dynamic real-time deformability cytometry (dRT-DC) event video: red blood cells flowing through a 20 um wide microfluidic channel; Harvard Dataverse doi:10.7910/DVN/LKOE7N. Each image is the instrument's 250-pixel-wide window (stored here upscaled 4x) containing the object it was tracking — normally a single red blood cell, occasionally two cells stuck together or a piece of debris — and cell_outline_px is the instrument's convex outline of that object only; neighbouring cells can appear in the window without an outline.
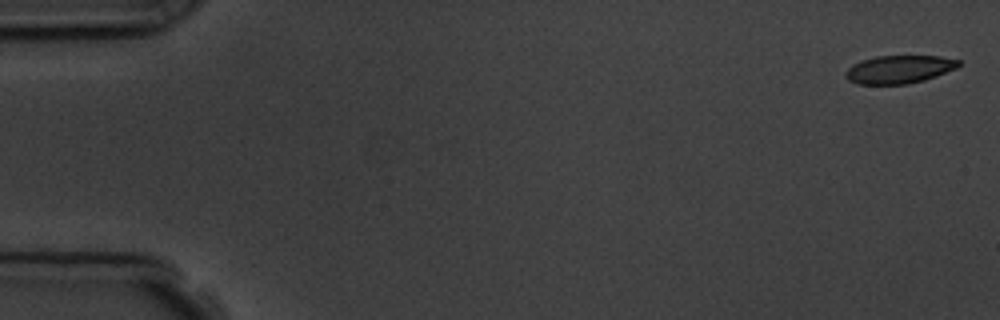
{"species": "common noctule bat (a hibernating species)", "species_latin": "Nyctalus noctula", "temperature_condition": "room temperature", "stored_images_in_passage": 6, "camera_frame_rate_fps": 3000, "um_per_image_px": 0.085, "animal": {"sex": "male", "body_mass_g": 19.5, "forearm_length_mm": 54.6}, "frame": {"image": 1, "passage_image": 1, "time_ms": 0.0, "image_size_px": [1000, 320], "cell_outline_px": [[960, 64], [956, 68], [936, 76], [924, 80], [908, 84], [856, 84], [848, 80], [844, 76], [844, 72], [852, 64], [876, 56], [940, 56], [960, 60]], "centroid_in_image_um": [76.4, 5.9], "position_along_channel_um": 8.6, "area_um2": 18.5}}